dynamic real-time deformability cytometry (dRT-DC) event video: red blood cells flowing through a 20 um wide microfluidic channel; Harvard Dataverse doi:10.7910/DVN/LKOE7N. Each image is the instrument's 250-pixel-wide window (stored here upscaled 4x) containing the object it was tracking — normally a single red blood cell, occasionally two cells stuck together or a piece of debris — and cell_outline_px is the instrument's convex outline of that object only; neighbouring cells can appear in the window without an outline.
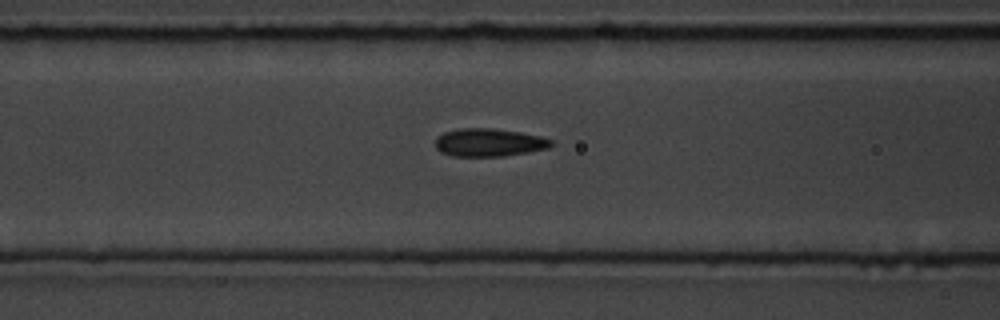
{"species": "common noctule bat (a hibernating species)", "species_latin": "Nyctalus noctula", "temperature_condition": "room temperature", "stored_images_in_passage": 9, "segment_of_instrument_passage": [2, 2], "camera_frame_rate_fps": 3000, "um_per_image_px": 0.085, "animal": {"sex": "male", "body_mass_g": 19.5, "forearm_length_mm": 54.6}, "frame": {"image": 1, "passage_image": 9, "time_ms": 10.0, "image_size_px": [1000, 320], "cell_outline_px": [[552, 144], [548, 148], [528, 152], [504, 156], [452, 156], [440, 152], [436, 148], [436, 136], [444, 132], [460, 128], [492, 128], [520, 132], [540, 136], [552, 140]], "centroid_in_image_um": [41.54, 12.11], "position_along_channel_um": 125.1, "area_um2": 18.9}}